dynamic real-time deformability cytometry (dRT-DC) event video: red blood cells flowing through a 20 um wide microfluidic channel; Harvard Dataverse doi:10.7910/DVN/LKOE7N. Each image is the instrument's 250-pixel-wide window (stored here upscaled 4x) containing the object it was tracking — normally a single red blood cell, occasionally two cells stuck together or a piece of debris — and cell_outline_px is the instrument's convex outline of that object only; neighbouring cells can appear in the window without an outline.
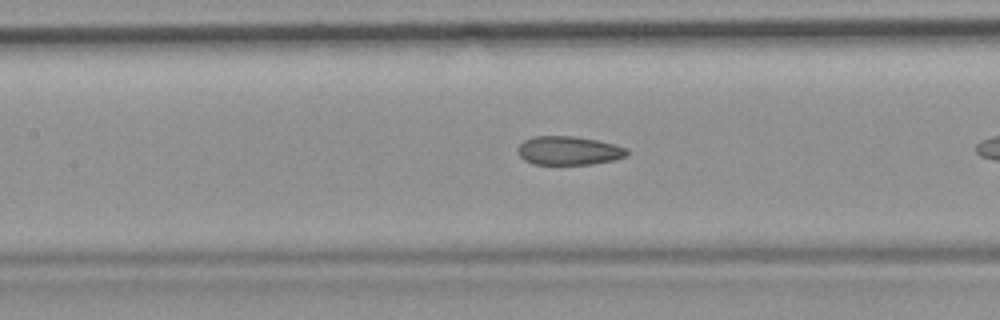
{"species": "common noctule bat (a hibernating species)", "species_latin": "Nyctalus noctula", "temperature_condition": "room temperature", "stored_images_in_passage": 11, "camera_frame_rate_fps": 3000, "um_per_image_px": 0.085, "animal": {"sex": "female", "body_mass_g": 19.9}, "frame": {"image": 1, "passage_image": 10, "time_ms": 3.0, "image_size_px": [1000, 320], "cell_outline_px": [[628, 156], [616, 160], [592, 164], [532, 164], [524, 160], [520, 156], [520, 144], [524, 140], [532, 136], [576, 136], [596, 140], [628, 148]], "centroid_in_image_um": [48.38, 12.8], "position_along_channel_um": 159.0, "area_um2": 18.26}}